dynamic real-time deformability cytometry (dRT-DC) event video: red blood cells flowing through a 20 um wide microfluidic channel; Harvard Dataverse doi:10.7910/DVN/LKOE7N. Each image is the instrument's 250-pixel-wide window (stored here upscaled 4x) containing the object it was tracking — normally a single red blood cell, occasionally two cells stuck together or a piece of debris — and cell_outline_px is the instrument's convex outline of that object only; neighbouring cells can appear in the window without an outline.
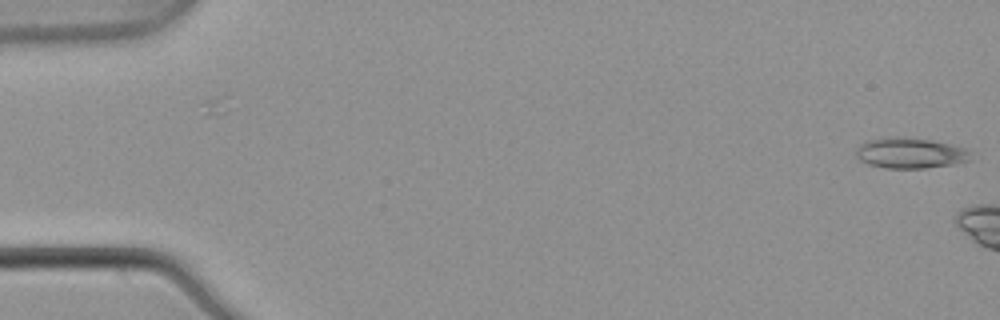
{"species": "common noctule bat (a hibernating species)", "species_latin": "Nyctalus noctula", "temperature_condition": "warm", "stored_images_in_passage": 2, "camera_frame_rate_fps": 3000, "um_per_image_px": 0.085, "animal": {"sex": "male", "body_mass_g": 21.5, "forearm_length_mm": 52.0}, "frame": {"image": 1, "passage_image": 2, "time_ms": 0.333, "image_size_px": [1000, 320], "cell_outline_px": [[972, 160], [956, 164], [924, 168], [884, 168], [868, 164], [860, 160], [856, 156], [856, 148], [860, 144], [872, 140], [896, 136], [932, 140], [964, 148], [968, 152]], "centroid_in_image_um": [77.36, 13.02], "position_along_channel_um": 7.6, "area_um2": 20.29}}